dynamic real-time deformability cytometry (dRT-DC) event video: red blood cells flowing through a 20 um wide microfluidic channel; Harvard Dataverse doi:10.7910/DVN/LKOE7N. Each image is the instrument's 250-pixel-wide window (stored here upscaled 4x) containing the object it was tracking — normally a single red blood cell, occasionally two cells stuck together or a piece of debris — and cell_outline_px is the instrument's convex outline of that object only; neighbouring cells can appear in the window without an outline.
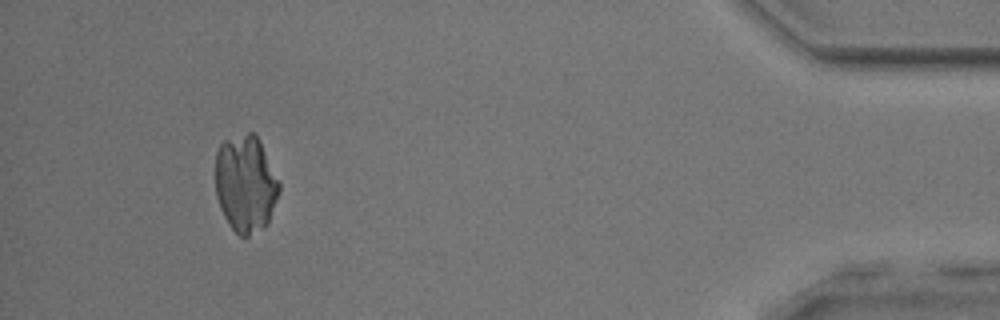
{"species": "common noctule bat (a hibernating species)", "species_latin": "Nyctalus noctula", "temperature_condition": "room temperature", "stored_images_in_passage": 53, "camera_frame_rate_fps": 3000, "um_per_image_px": 0.085, "animal": {"sex": "male", "body_mass_g": 17.9, "forearm_length_mm": 54.2}, "frame": {"image": 1, "passage_image": 49, "time_ms": 16.0, "image_size_px": [1000, 320], "cell_outline_px": [[280, 192], [268, 224], [264, 228], [248, 236], [240, 236], [228, 224], [220, 208], [216, 196], [216, 152], [220, 144], [224, 140], [248, 132], [252, 132], [260, 140], [280, 184]], "centroid_in_image_um": [20.88, 15.63], "position_along_channel_um": 414.3, "area_um2": 36.24}}